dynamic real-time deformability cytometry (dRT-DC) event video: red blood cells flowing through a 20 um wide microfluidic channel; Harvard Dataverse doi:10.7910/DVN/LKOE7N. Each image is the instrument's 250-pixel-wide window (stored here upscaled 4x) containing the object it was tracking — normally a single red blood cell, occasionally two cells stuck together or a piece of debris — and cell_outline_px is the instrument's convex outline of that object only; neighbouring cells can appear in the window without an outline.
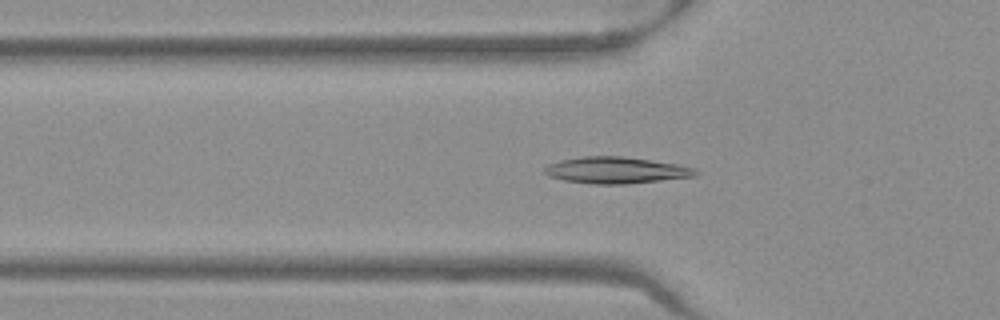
{"species": "Egyptian fruit bat (a non-hibernating species)", "species_latin": "Rousettus aegyptiacus", "temperature_condition": "warm", "stored_images_in_passage": 51, "camera_frame_rate_fps": 3000, "um_per_image_px": 0.085, "frame": {"image": 1, "passage_image": 17, "time_ms": 5.333, "image_size_px": [1000, 320], "cell_outline_px": [[700, 172], [696, 176], [628, 184], [592, 184], [564, 180], [548, 176], [544, 172], [544, 168], [548, 164], [560, 160], [580, 156], [624, 156], [652, 160], [676, 164], [696, 168]], "centroid_in_image_um": [52.37, 14.46], "position_along_channel_um": 73.4, "area_um2": 23.52}}
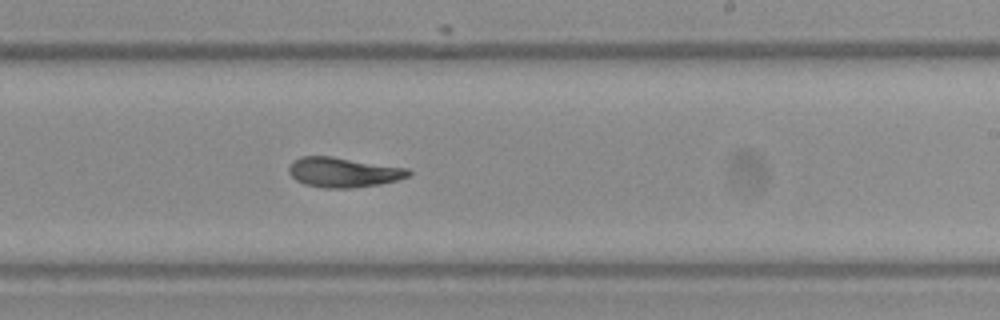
{"frame": {"image": 2, "passage_image": 31, "time_ms": 10.0, "image_size_px": [1000, 320], "cell_outline_px": [[412, 172], [408, 176], [396, 180], [380, 184], [352, 188], [324, 188], [304, 184], [296, 180], [288, 172], [288, 168], [300, 156], [332, 156], [408, 168]], "centroid_in_image_um": [29.19, 14.64], "position_along_channel_um": 259.8, "area_um2": 20.75}}
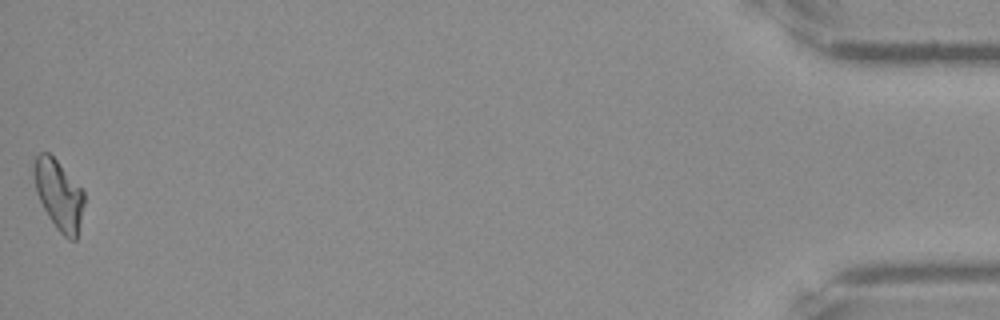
{"frame": {"image": 3, "passage_image": 51, "time_ms": 16.667, "image_size_px": [1000, 320], "cell_outline_px": [[84, 204], [76, 240], [68, 240], [56, 228], [48, 216], [36, 192], [32, 172], [32, 164], [36, 156], [40, 152], [48, 152], [56, 160], [84, 192]], "centroid_in_image_um": [4.97, 16.55], "position_along_channel_um": 430.2, "area_um2": 20.29}, "authors_computed_cell_mechanics": {"area_um2": 20.9814, "velocity_mm_per_s": 3.9776, "shape_relaxation_time_tau1_ms": 9.413, "shape_relaxation_time_tau2_ms": 2.649, "deformation_change_tau1": 0.2082, "deformation_change_tau2": 0.0739}}